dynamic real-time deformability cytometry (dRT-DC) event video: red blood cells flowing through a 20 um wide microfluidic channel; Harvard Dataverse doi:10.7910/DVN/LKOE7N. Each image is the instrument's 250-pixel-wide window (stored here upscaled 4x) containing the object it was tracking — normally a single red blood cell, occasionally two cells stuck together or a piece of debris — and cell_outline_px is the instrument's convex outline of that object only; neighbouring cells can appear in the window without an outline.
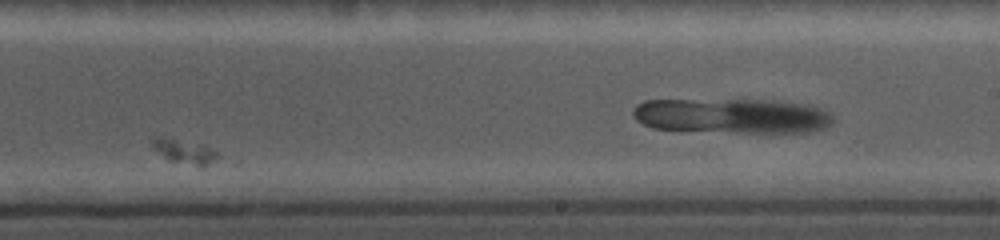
{"species": "common noctule bat (a hibernating species)", "species_latin": "Nyctalus noctula", "temperature_condition": "cold", "stored_images_in_passage": 19, "camera_frame_rate_fps": 5000, "um_per_image_px": 0.085, "animal": {"sex": "female", "body_mass_g": 19.0, "forearm_length_mm": 56.7}, "frame": {"image": 1, "passage_image": 11, "time_ms": 8.2, "image_size_px": [1000, 240], "cell_outline_px": [[220, 156], [204, 168], [200, 168], [168, 160], [152, 148], [148, 140], [152, 136], [164, 136], [204, 144], [212, 148]], "centroid_in_image_um": [15.63, 12.86], "position_along_channel_um": 273.4, "area_um2": 10.0}}